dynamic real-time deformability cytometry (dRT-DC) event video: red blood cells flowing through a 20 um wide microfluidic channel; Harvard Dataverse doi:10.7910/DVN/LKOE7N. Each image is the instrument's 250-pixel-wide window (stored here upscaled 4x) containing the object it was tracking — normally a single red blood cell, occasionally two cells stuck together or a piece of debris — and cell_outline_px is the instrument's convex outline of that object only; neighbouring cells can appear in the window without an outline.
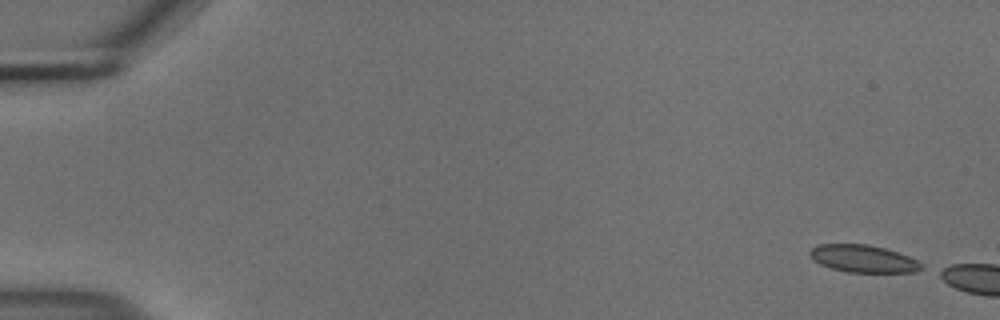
{"species": "common noctule bat (a hibernating species)", "species_latin": "Nyctalus noctula", "temperature_condition": "cold", "stored_images_in_passage": 10, "camera_frame_rate_fps": 3000, "um_per_image_px": 0.085, "animal": {"sex": "male", "body_mass_g": 18.8}, "frame": {"image": 1, "passage_image": 1, "time_ms": 0.0, "image_size_px": [1000, 320], "cell_outline_px": [[924, 268], [916, 272], [848, 272], [832, 268], [820, 264], [812, 260], [808, 256], [808, 252], [816, 244], [868, 244], [884, 248], [908, 256], [924, 264]], "centroid_in_image_um": [73.35, 21.99], "position_along_channel_um": 11.7, "area_um2": 17.92}}